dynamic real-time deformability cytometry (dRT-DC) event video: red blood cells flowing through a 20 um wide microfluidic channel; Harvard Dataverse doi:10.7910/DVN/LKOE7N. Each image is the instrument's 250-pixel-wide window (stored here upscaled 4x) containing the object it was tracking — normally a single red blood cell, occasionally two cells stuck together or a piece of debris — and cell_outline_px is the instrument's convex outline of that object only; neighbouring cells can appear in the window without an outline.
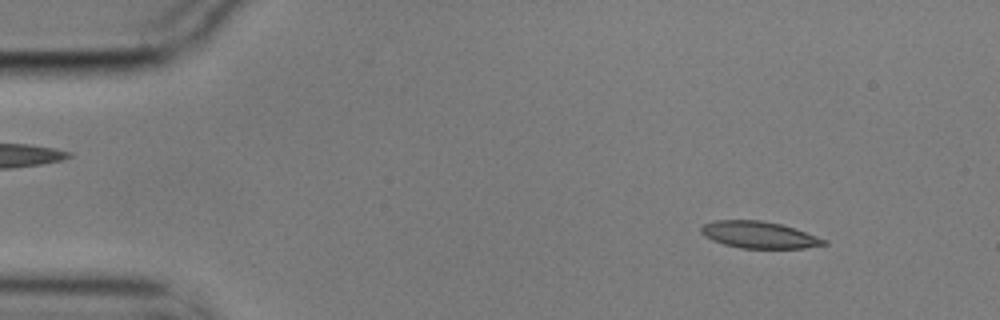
{"species": "common noctule bat (a hibernating species)", "species_latin": "Nyctalus noctula", "temperature_condition": "cold", "stored_images_in_passage": 12, "camera_frame_rate_fps": 3000, "um_per_image_px": 0.085, "animal": {"sex": "male", "body_mass_g": 17.9}, "frame": {"image": 1, "passage_image": 6, "time_ms": 1.667, "image_size_px": [1000, 320], "cell_outline_px": [[828, 244], [804, 248], [740, 248], [724, 244], [712, 240], [704, 236], [700, 232], [700, 228], [704, 224], [716, 220], [760, 220], [780, 224], [796, 228], [828, 240]], "centroid_in_image_um": [64.53, 19.96], "position_along_channel_um": 20.5, "area_um2": 19.25}}